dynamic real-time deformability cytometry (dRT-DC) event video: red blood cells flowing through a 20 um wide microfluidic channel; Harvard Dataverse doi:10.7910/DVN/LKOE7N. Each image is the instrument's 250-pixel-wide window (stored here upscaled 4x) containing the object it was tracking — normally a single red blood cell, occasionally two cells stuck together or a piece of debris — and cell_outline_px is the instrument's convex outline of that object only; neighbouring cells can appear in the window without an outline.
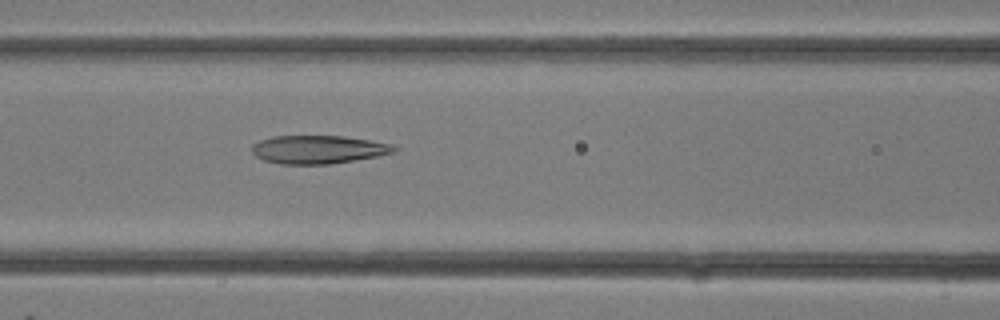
{"species": "common noctule bat (a hibernating species)", "species_latin": "Nyctalus noctula", "temperature_condition": "room temperature", "stored_images_in_passage": 10, "camera_frame_rate_fps": 3000, "um_per_image_px": 0.085, "animal": {"sex": "female"}, "frame": {"image": 1, "passage_image": 10, "time_ms": 3.0, "image_size_px": [1000, 320], "cell_outline_px": [[396, 152], [376, 156], [328, 164], [280, 164], [264, 160], [256, 156], [252, 152], [252, 144], [260, 140], [272, 136], [344, 136], [392, 144], [396, 148]], "centroid_in_image_um": [27.02, 12.7], "position_along_channel_um": 139.6, "area_um2": 23.24}}